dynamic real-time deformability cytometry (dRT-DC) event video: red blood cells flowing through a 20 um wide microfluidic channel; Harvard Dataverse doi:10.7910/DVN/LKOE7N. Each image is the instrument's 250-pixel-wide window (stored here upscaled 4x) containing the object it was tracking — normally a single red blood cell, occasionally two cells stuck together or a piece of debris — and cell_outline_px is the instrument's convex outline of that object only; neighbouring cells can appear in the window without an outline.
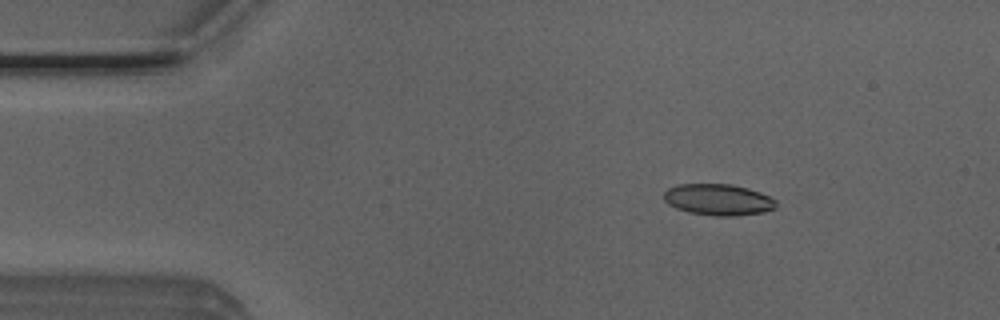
{"species": "Egyptian fruit bat (a non-hibernating species)", "species_latin": "Rousettus aegyptiacus", "temperature_condition": "room temperature", "stored_images_in_passage": 4, "segment_of_instrument_passage": [1, 2], "camera_frame_rate_fps": 3000, "um_per_image_px": 0.085, "animal": {"sex": "male"}, "frame": {"image": 1, "passage_image": 1, "time_ms": 0.0, "image_size_px": [1000, 320], "cell_outline_px": [[776, 208], [764, 212], [736, 216], [716, 216], [688, 212], [676, 208], [668, 204], [664, 200], [664, 192], [668, 188], [676, 184], [732, 184], [748, 188], [760, 192], [776, 200]], "centroid_in_image_um": [61.05, 16.97], "position_along_channel_um": 24.0, "area_um2": 20.63}}
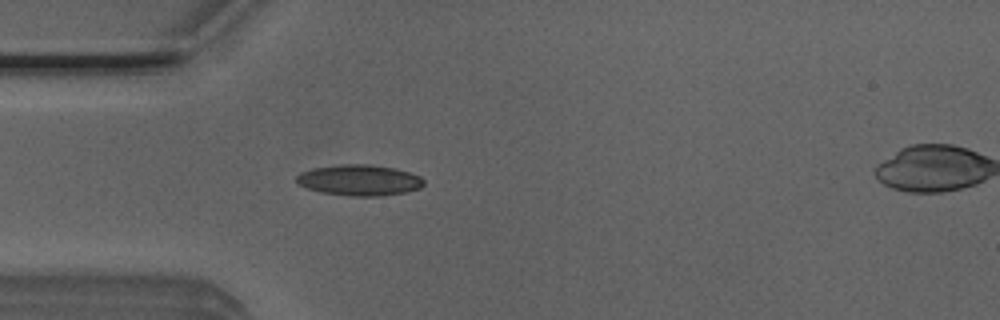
{"frame": {"image": 2, "passage_image": 3, "time_ms": 0.667, "image_size_px": [1000, 320], "cell_outline_px": [[424, 184], [420, 188], [404, 192], [380, 196], [352, 196], [320, 192], [308, 188], [300, 184], [296, 180], [296, 176], [300, 172], [312, 168], [344, 164], [368, 164], [396, 168], [420, 176], [424, 180]], "centroid_in_image_um": [30.55, 15.31], "position_along_channel_um": 54.4, "area_um2": 22.83}}